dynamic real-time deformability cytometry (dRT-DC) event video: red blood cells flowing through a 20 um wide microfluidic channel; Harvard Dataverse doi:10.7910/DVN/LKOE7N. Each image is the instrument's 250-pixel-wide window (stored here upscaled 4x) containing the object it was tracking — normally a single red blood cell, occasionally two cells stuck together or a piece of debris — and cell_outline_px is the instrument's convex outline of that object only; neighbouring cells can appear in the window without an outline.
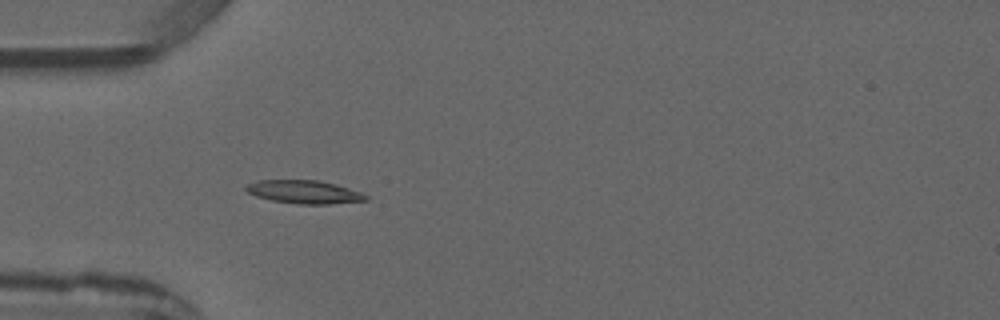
{"species": "common noctule bat (a hibernating species)", "species_latin": "Nyctalus noctula", "temperature_condition": "warm", "stored_images_in_passage": 1, "camera_frame_rate_fps": 3000, "um_per_image_px": 0.085, "animal": {"sex": "male", "forearm_length_mm": 52.5}, "frame": {"image": 1, "passage_image": 1, "time_ms": 0.0, "image_size_px": [1000, 320], "cell_outline_px": [[368, 200], [328, 204], [300, 204], [272, 200], [256, 196], [248, 192], [244, 188], [248, 184], [256, 180], [316, 180], [336, 184], [360, 192], [368, 196]], "centroid_in_image_um": [25.85, 16.31], "position_along_channel_um": 59.2, "area_um2": 16.07}}